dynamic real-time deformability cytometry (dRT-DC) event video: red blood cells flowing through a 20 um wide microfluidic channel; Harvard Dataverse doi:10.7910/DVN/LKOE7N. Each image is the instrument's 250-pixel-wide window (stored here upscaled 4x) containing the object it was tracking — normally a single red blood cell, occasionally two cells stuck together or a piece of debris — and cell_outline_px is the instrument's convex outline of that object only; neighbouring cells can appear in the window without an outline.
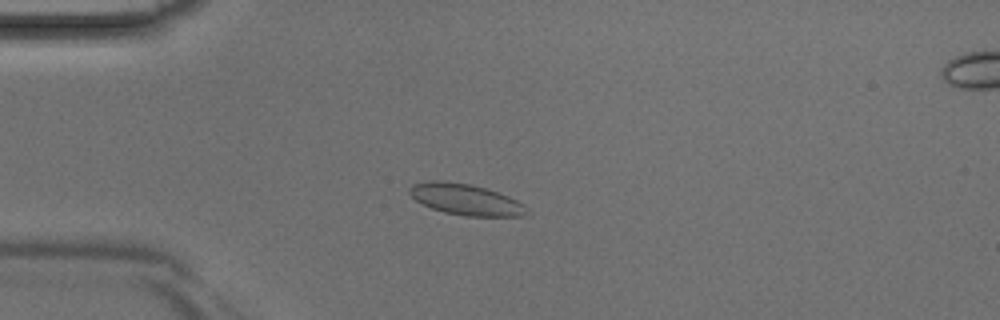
{"species": "Egyptian fruit bat (a non-hibernating species)", "species_latin": "Rousettus aegyptiacus", "temperature_condition": "room temperature", "stored_images_in_passage": 37, "camera_frame_rate_fps": 3000, "um_per_image_px": 0.085, "animal": {"sex": "male"}, "frame": {"image": 1, "passage_image": 5, "time_ms": 1.333, "image_size_px": [1000, 320], "cell_outline_px": [[528, 212], [524, 216], [464, 216], [444, 212], [432, 208], [416, 200], [408, 192], [408, 188], [412, 184], [432, 180], [444, 180], [472, 184], [508, 196], [524, 204], [528, 208]], "centroid_in_image_um": [39.58, 16.95], "position_along_channel_um": 45.4, "area_um2": 21.27}}
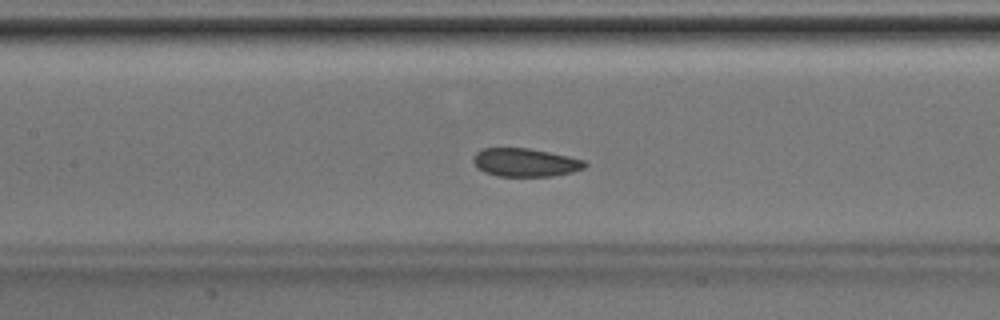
{"frame": {"image": 2, "passage_image": 14, "time_ms": 4.333, "image_size_px": [1000, 320], "cell_outline_px": [[588, 164], [584, 168], [572, 172], [552, 176], [496, 176], [484, 172], [476, 168], [472, 160], [472, 156], [476, 152], [484, 148], [528, 148], [568, 156], [584, 160]], "centroid_in_image_um": [44.61, 13.81], "position_along_channel_um": 162.8, "area_um2": 18.5}}
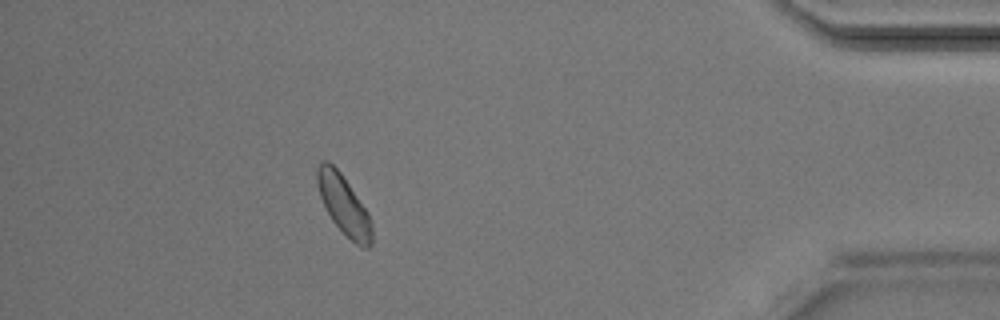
{"frame": {"image": 3, "passage_image": 33, "time_ms": 10.667, "image_size_px": [1000, 320], "cell_outline_px": [[372, 244], [368, 248], [360, 248], [332, 220], [320, 196], [316, 180], [316, 168], [320, 160], [328, 160], [340, 172], [368, 212], [372, 220]], "centroid_in_image_um": [29.23, 17.4], "position_along_channel_um": 406.0, "area_um2": 18.79}}